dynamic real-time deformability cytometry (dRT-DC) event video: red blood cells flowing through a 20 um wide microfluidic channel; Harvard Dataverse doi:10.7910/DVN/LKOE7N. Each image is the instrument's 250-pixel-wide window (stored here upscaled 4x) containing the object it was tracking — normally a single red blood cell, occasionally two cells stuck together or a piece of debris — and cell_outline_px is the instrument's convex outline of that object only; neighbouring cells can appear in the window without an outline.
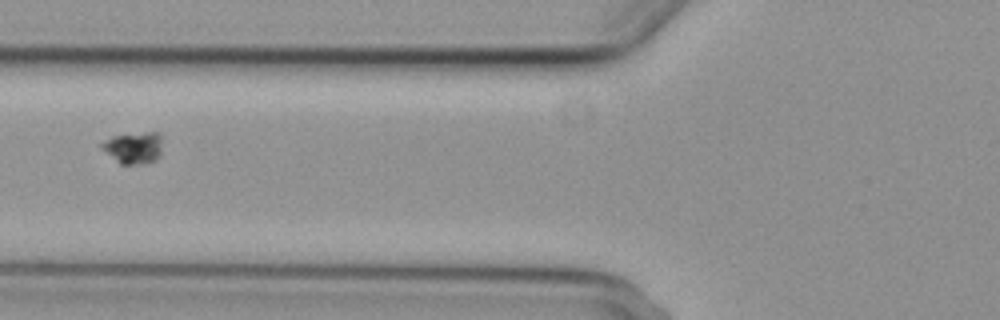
{"species": "common noctule bat (a hibernating species)", "species_latin": "Nyctalus noctula", "temperature_condition": "cold", "stored_images_in_passage": 9, "camera_frame_rate_fps": 3000, "um_per_image_px": 0.085, "animal": {"sex": "female", "body_mass_g": 29.2, "forearm_length_mm": 56.3}, "frame": {"image": 1, "passage_image": 6, "time_ms": 7.667, "image_size_px": [1000, 320], "cell_outline_px": [[160, 156], [156, 160], [148, 164], [120, 164], [100, 148], [100, 144], [112, 136], [148, 132], [160, 132]], "centroid_in_image_um": [11.35, 12.58], "position_along_channel_um": 114.4, "area_um2": 11.21}}
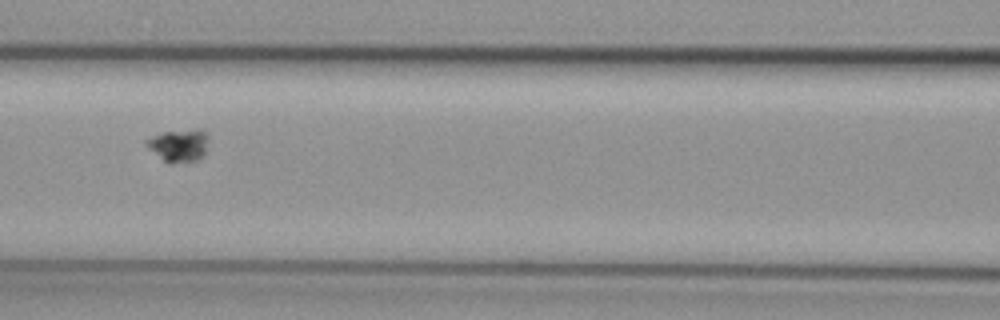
{"frame": {"image": 2, "passage_image": 7, "time_ms": 8.667, "image_size_px": [1000, 320], "cell_outline_px": [[208, 140], [204, 152], [196, 160], [168, 164], [148, 148], [144, 144], [144, 140], [160, 132], [196, 128], [204, 128], [208, 136]], "centroid_in_image_um": [15.18, 12.31], "position_along_channel_um": 151.4, "area_um2": 12.02}}
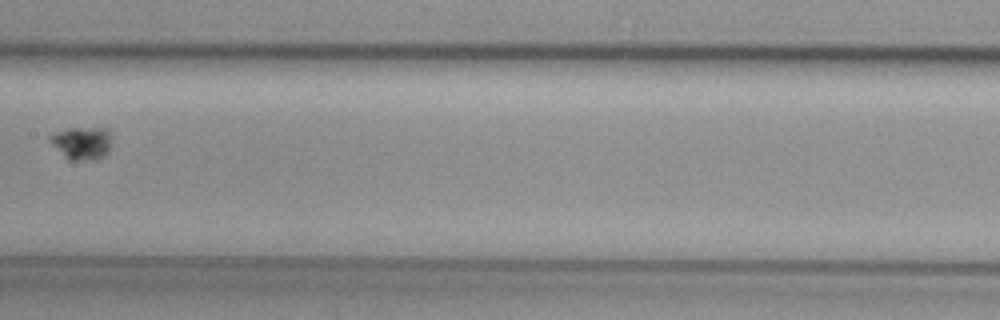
{"frame": {"image": 3, "passage_image": 8, "time_ms": 10.0, "image_size_px": [1000, 320], "cell_outline_px": [[108, 152], [104, 156], [96, 160], [68, 160], [48, 140], [48, 136], [52, 132], [64, 128], [108, 128]], "centroid_in_image_um": [6.88, 12.15], "position_along_channel_um": 200.5, "area_um2": 11.79}}